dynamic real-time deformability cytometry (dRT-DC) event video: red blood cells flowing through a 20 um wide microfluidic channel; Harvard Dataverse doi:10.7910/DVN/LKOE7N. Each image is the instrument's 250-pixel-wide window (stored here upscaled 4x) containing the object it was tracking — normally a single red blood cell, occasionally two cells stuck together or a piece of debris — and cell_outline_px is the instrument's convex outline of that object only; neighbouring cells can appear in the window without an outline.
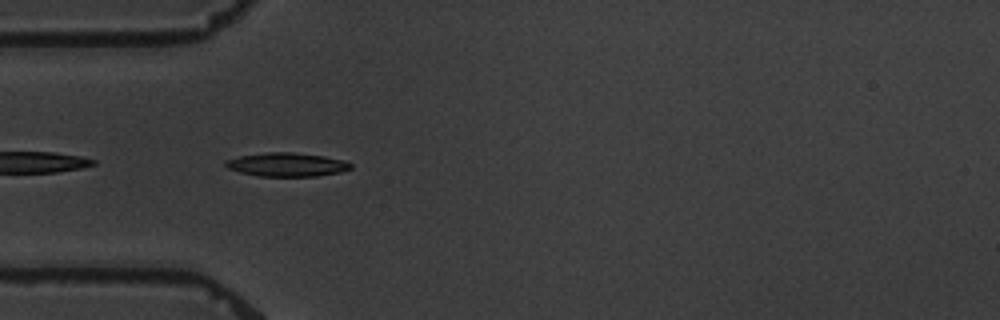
{"species": "common noctule bat (a hibernating species)", "species_latin": "Nyctalus noctula", "temperature_condition": "warm", "stored_images_in_passage": 2, "camera_frame_rate_fps": 3000, "um_per_image_px": 0.085, "animal": {"sex": "male", "body_mass_g": 19.5, "forearm_length_mm": 54.6}, "frame": {"image": 1, "passage_image": 1, "time_ms": 0.0, "image_size_px": [1000, 320], "cell_outline_px": [[352, 168], [340, 172], [316, 176], [260, 176], [240, 172], [228, 168], [224, 164], [224, 160], [240, 156], [272, 152], [292, 152], [324, 156], [344, 160], [352, 164]], "centroid_in_image_um": [24.39, 13.99], "position_along_channel_um": 60.6, "area_um2": 17.17}}